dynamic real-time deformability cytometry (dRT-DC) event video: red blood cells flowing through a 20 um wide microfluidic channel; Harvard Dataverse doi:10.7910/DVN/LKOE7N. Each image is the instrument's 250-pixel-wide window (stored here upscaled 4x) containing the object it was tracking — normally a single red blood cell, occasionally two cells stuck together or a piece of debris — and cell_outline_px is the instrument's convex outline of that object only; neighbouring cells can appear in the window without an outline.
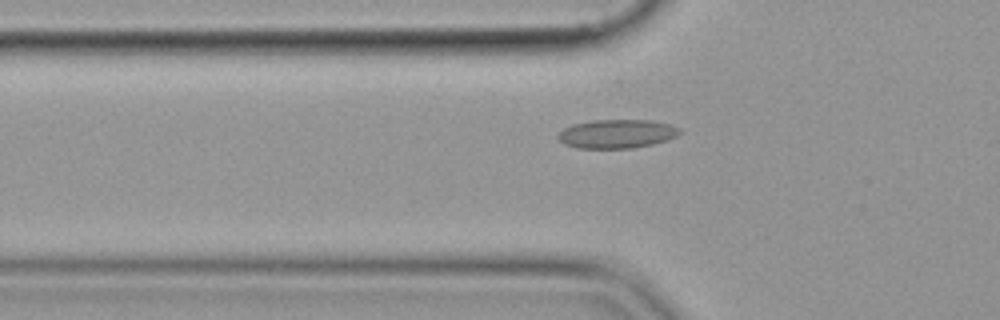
{"species": "common noctule bat (a hibernating species)", "species_latin": "Nyctalus noctula", "temperature_condition": "cold", "stored_images_in_passage": 39, "camera_frame_rate_fps": 3000, "um_per_image_px": 0.085, "animal": {"sex": "female", "body_mass_g": 19.9}, "frame": {"image": 1, "passage_image": 7, "time_ms": 2.0, "image_size_px": [1000, 320], "cell_outline_px": [[680, 132], [676, 136], [668, 140], [652, 144], [632, 148], [576, 148], [564, 144], [556, 136], [564, 128], [572, 124], [592, 120], [652, 120], [668, 124], [680, 128]], "centroid_in_image_um": [52.41, 11.37], "position_along_channel_um": 73.4, "area_um2": 20.4}}
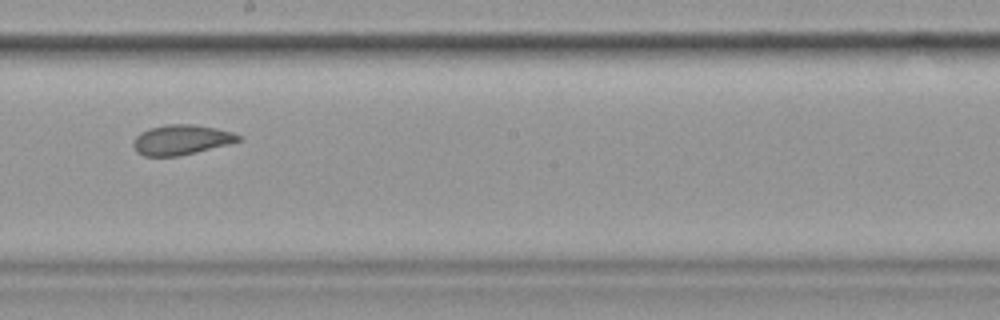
{"frame": {"image": 2, "passage_image": 20, "time_ms": 6.333, "image_size_px": [1000, 320], "cell_outline_px": [[244, 140], [196, 152], [176, 156], [144, 156], [136, 152], [132, 144], [136, 136], [140, 132], [148, 128], [164, 124], [192, 124], [216, 128], [232, 132], [244, 136]], "centroid_in_image_um": [15.42, 11.87], "position_along_channel_um": 232.8, "area_um2": 18.55}}
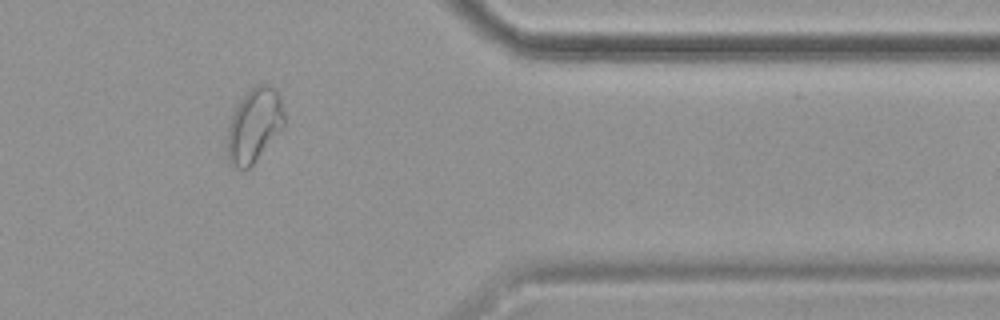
{"frame": {"image": 3, "passage_image": 34, "time_ms": 11.0, "image_size_px": [1000, 320], "cell_outline_px": [[284, 128], [256, 160], [248, 168], [236, 168], [228, 160], [228, 128], [236, 104], [256, 84], [272, 84], [276, 88], [280, 96], [284, 112]], "centroid_in_image_um": [21.64, 10.61], "position_along_channel_um": 389.8, "area_um2": 24.51}}